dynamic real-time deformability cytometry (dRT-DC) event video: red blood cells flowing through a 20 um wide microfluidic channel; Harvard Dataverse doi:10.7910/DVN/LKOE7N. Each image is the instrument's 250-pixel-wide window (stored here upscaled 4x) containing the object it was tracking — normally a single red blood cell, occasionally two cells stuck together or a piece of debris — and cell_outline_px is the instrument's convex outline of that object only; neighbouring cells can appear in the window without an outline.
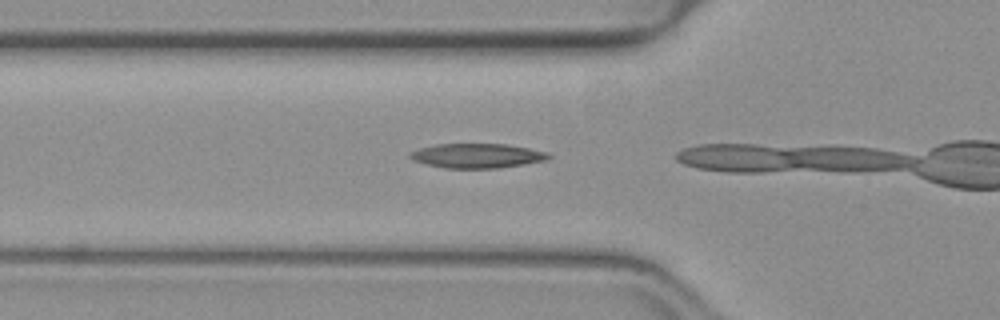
{"species": "common noctule bat (a hibernating species)", "species_latin": "Nyctalus noctula", "temperature_condition": "warm", "stored_images_in_passage": 4, "camera_frame_rate_fps": 3000, "um_per_image_px": 0.085, "animal": {"sex": "female", "body_mass_g": 19.3, "forearm_length_mm": 54.1}, "frame": {"image": 1, "passage_image": 2, "time_ms": 0.333, "image_size_px": [1000, 320], "cell_outline_px": [[552, 156], [548, 160], [524, 164], [496, 168], [444, 168], [412, 160], [408, 156], [408, 152], [420, 148], [436, 144], [508, 144], [548, 152]], "centroid_in_image_um": [40.56, 13.23], "position_along_channel_um": 85.2, "area_um2": 19.83}}